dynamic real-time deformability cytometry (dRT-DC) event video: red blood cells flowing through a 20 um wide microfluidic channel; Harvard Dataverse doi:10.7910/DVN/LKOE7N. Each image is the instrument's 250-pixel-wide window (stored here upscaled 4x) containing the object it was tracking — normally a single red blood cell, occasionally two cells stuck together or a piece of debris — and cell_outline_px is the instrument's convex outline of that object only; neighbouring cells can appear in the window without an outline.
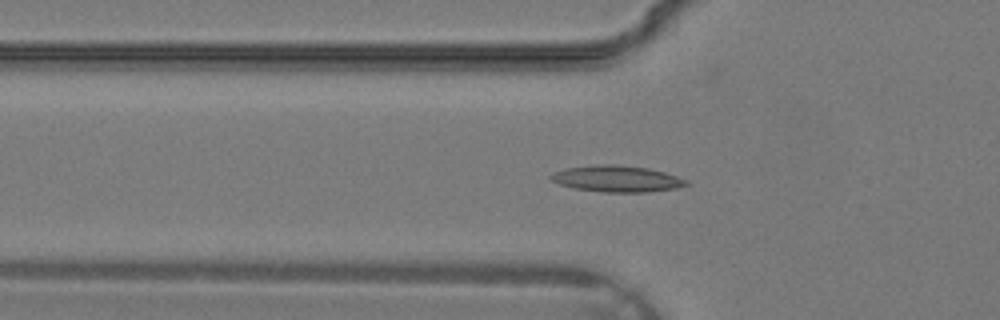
{"species": "common noctule bat (a hibernating species)", "species_latin": "Nyctalus noctula", "temperature_condition": "warm", "stored_images_in_passage": 34, "camera_frame_rate_fps": 3000, "um_per_image_px": 0.085, "animal": {"sex": "male", "body_mass_g": 19.2, "forearm_length_mm": 51.8}, "frame": {"image": 1, "passage_image": 12, "time_ms": 3.667, "image_size_px": [1000, 320], "cell_outline_px": [[688, 184], [676, 188], [644, 192], [604, 192], [576, 188], [560, 184], [552, 180], [548, 176], [552, 172], [564, 168], [596, 164], [612, 164], [648, 168], [664, 172], [688, 180]], "centroid_in_image_um": [52.4, 15.18], "position_along_channel_um": 73.4, "area_um2": 20.69}}
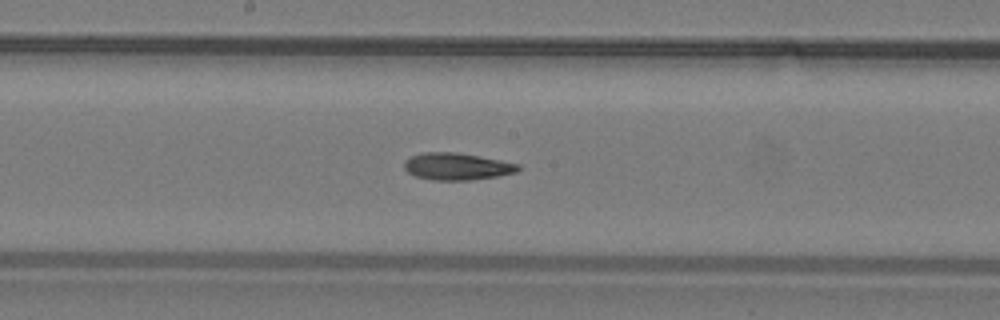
{"frame": {"image": 2, "passage_image": 19, "time_ms": 6.0, "image_size_px": [1000, 320], "cell_outline_px": [[520, 168], [516, 172], [496, 176], [472, 180], [432, 180], [416, 176], [408, 172], [404, 168], [404, 160], [412, 156], [424, 152], [456, 152], [480, 156], [520, 164]], "centroid_in_image_um": [38.83, 14.14], "position_along_channel_um": 209.4, "area_um2": 17.92}}
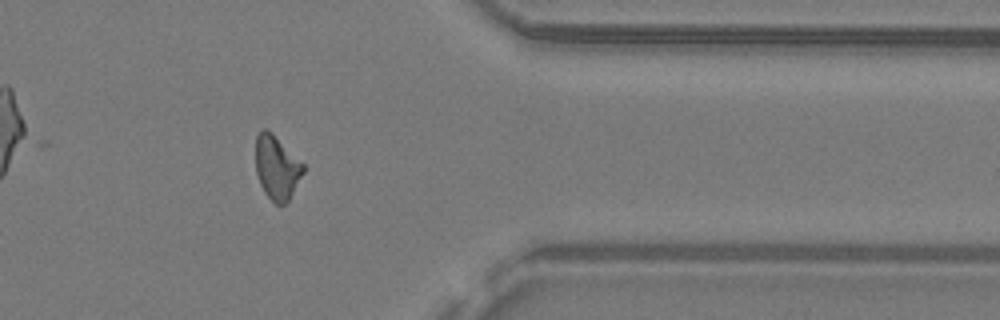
{"frame": {"image": 3, "passage_image": 29, "time_ms": 9.333, "image_size_px": [1000, 320], "cell_outline_px": [[304, 172], [288, 200], [284, 204], [276, 204], [264, 192], [260, 184], [256, 172], [256, 136], [260, 128], [264, 128], [272, 132], [304, 164]], "centroid_in_image_um": [23.51, 14.2], "position_along_channel_um": 387.9, "area_um2": 17.63}}